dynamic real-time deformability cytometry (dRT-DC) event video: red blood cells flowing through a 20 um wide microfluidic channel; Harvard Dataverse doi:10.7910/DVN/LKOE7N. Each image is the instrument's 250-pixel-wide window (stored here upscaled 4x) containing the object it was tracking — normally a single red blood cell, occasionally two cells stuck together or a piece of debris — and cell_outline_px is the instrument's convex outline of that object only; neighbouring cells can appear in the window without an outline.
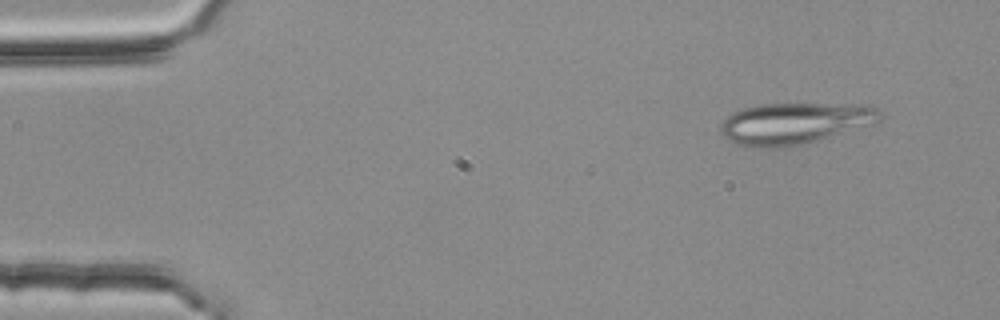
{"species": "common noctule bat (a hibernating species)", "species_latin": "Nyctalus noctula", "temperature_condition": "room temperature", "stored_images_in_passage": 3, "camera_frame_rate_fps": 3000, "um_per_image_px": 0.085, "animal": {"sex": "female", "body_mass_g": 25.1}, "frame": {"image": 1, "passage_image": 1, "time_ms": 0.0, "image_size_px": [1000, 320], "cell_outline_px": [[884, 112], [880, 120], [876, 124], [804, 144], [788, 148], [760, 148], [736, 144], [724, 136], [720, 132], [720, 124], [732, 112], [744, 108], [760, 104], [868, 104]], "centroid_in_image_um": [67.6, 10.49], "position_along_channel_um": 17.4, "area_um2": 39.07}}